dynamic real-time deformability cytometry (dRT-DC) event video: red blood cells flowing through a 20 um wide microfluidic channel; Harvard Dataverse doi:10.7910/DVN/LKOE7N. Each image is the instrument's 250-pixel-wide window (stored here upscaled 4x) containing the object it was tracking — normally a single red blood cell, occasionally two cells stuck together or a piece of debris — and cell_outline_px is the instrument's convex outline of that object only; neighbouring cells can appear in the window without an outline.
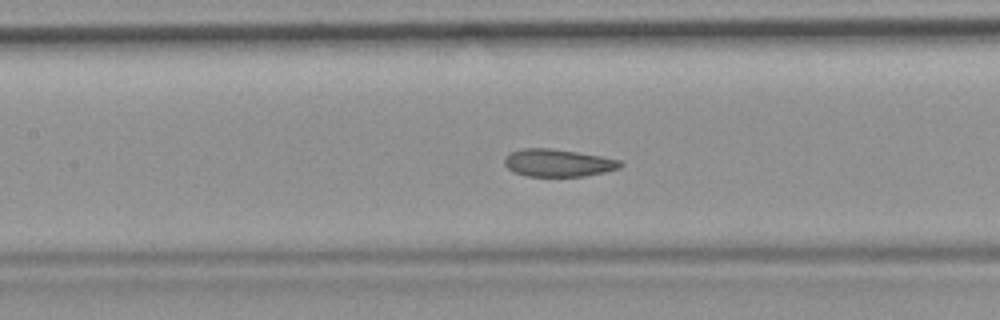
{"species": "common noctule bat (a hibernating species)", "species_latin": "Nyctalus noctula", "temperature_condition": "room temperature", "stored_images_in_passage": 54, "camera_frame_rate_fps": 3000, "um_per_image_px": 0.085, "animal": {"sex": "female", "body_mass_g": 19.9}, "frame": {"image": 1, "passage_image": 24, "time_ms": 7.667, "image_size_px": [1000, 320], "cell_outline_px": [[624, 164], [620, 168], [604, 172], [584, 176], [524, 176], [512, 172], [504, 164], [504, 156], [520, 148], [552, 148], [600, 156], [620, 160]], "centroid_in_image_um": [47.4, 13.84], "position_along_channel_um": 160.0, "area_um2": 18.67}, "authors_computed_cell_mechanics": {"area_um2": 19.4497, "velocity_mm_per_s": 3.7454, "shape_relaxation_time_tau1_ms": null, "shape_relaxation_time_tau2_ms": 1.6186, "deformation_change_tau1": null, "deformation_change_tau2": 0.0682}}